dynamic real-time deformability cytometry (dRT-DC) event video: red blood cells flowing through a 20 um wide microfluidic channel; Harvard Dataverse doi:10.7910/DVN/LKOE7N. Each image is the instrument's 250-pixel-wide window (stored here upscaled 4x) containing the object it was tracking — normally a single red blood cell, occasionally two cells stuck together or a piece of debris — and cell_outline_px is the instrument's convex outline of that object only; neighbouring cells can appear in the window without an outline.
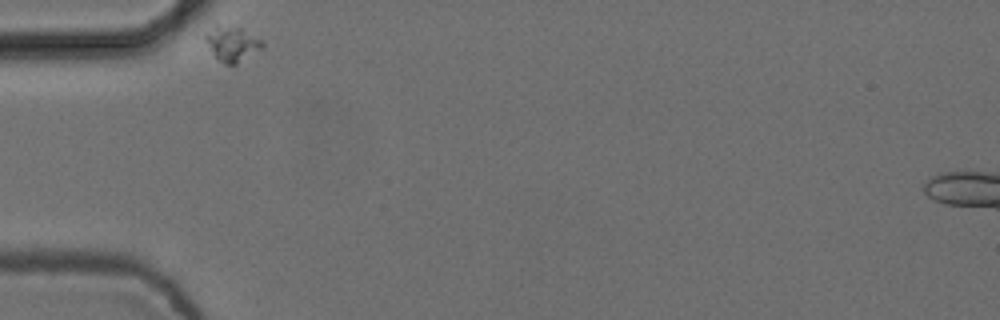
{"species": "common noctule bat (a hibernating species)", "species_latin": "Nyctalus noctula", "temperature_condition": "cold", "stored_images_in_passage": 2, "camera_frame_rate_fps": 3000, "um_per_image_px": 0.085, "animal": {"sex": "female", "body_mass_g": 24.6, "forearm_length_mm": 56.2}, "frame": {"image": 1, "passage_image": 1, "time_ms": 0.0, "image_size_px": [1000, 320], "cell_outline_px": [[264, 44], [260, 48], [236, 64], [224, 64], [216, 56], [204, 36], [216, 24], [240, 28], [260, 40]], "centroid_in_image_um": [19.71, 3.7], "position_along_channel_um": 65.3, "area_um2": 10.81}}